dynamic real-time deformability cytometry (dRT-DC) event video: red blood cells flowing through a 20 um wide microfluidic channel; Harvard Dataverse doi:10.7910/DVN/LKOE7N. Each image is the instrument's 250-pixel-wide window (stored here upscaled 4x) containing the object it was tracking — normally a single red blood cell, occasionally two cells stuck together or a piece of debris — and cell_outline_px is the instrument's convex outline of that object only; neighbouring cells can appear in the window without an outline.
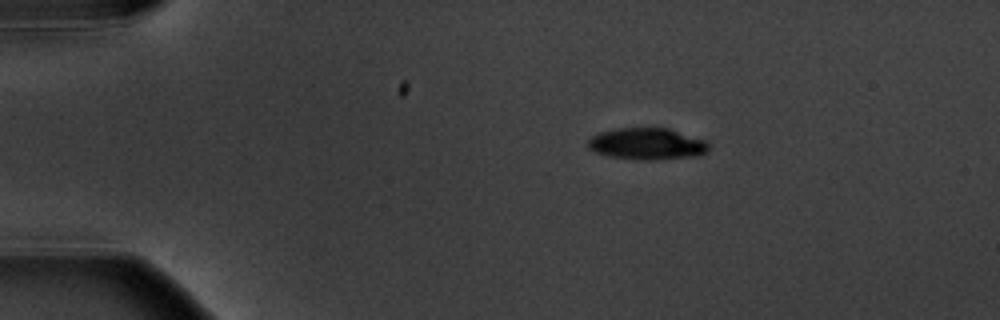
{"species": "common noctule bat (a hibernating species)", "species_latin": "Nyctalus noctula", "temperature_condition": "warm", "stored_images_in_passage": 4, "camera_frame_rate_fps": 3000, "um_per_image_px": 0.085, "animal": {"sex": "male", "body_mass_g": 20.1, "forearm_length_mm": 53.5}, "frame": {"image": 1, "passage_image": 4, "time_ms": 4.333, "image_size_px": [1000, 320], "cell_outline_px": [[708, 152], [700, 156], [652, 160], [648, 160], [612, 156], [596, 152], [588, 148], [588, 140], [592, 136], [600, 132], [616, 128], [668, 128], [708, 140]], "centroid_in_image_um": [55.06, 12.22], "position_along_channel_um": 29.9, "area_um2": 22.31}}